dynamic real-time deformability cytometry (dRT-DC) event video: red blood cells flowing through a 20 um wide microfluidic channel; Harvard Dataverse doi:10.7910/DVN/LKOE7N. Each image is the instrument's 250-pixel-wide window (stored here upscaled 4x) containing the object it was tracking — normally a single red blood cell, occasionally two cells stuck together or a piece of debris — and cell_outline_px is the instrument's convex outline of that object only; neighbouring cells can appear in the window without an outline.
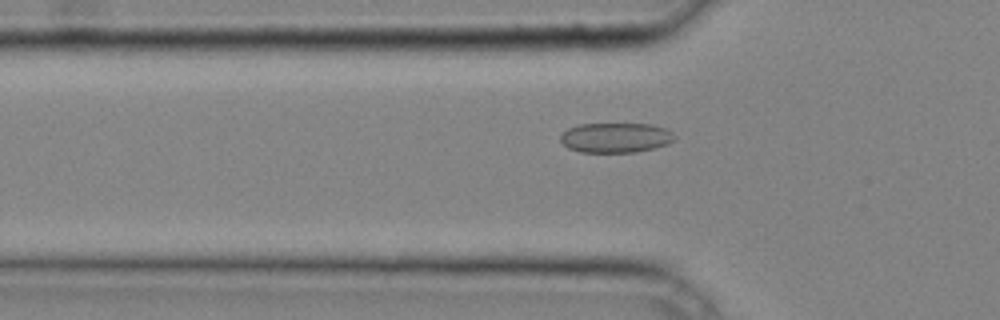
{"species": "common noctule bat (a hibernating species)", "species_latin": "Nyctalus noctula", "temperature_condition": "cold", "stored_images_in_passage": 38, "camera_frame_rate_fps": 3000, "um_per_image_px": 0.085, "animal": {"sex": "male", "body_mass_g": 20.4}, "frame": {"image": 1, "passage_image": 14, "time_ms": 4.333, "image_size_px": [1000, 320], "cell_outline_px": [[676, 136], [668, 144], [636, 152], [580, 152], [568, 148], [560, 140], [560, 136], [568, 128], [580, 124], [652, 124], [664, 128], [672, 132]], "centroid_in_image_um": [52.32, 11.7], "position_along_channel_um": 73.5, "area_um2": 19.77}}
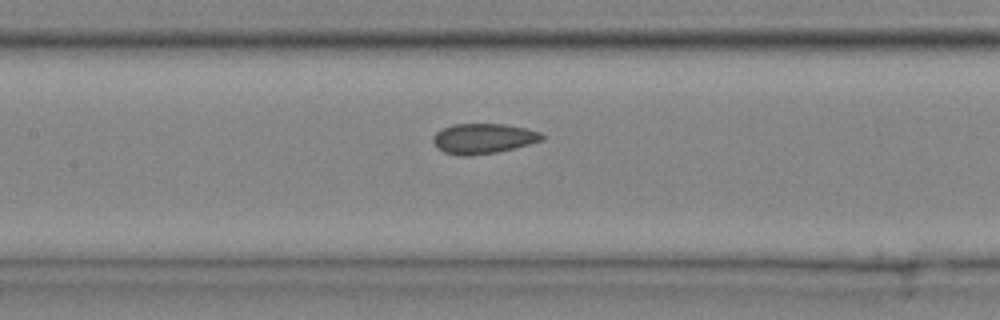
{"frame": {"image": 2, "passage_image": 20, "time_ms": 6.333, "image_size_px": [1000, 320], "cell_outline_px": [[544, 140], [496, 152], [468, 156], [460, 156], [444, 152], [436, 148], [432, 140], [432, 136], [436, 132], [452, 124], [504, 124], [528, 128], [540, 132], [544, 136]], "centroid_in_image_um": [41.05, 11.77], "position_along_channel_um": 166.3, "area_um2": 19.19}}
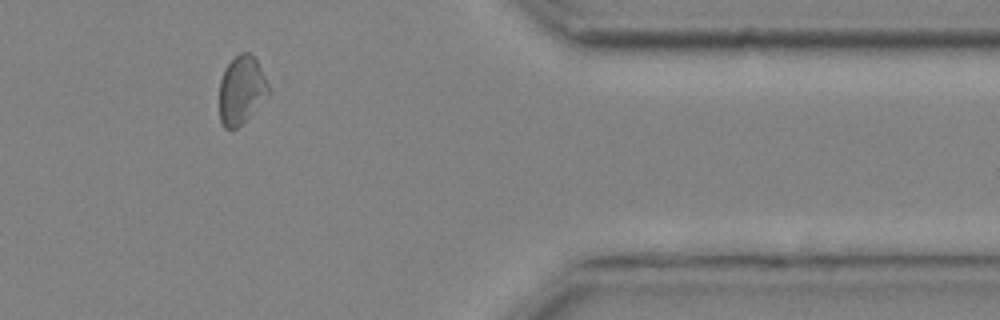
{"frame": {"image": 3, "passage_image": 36, "time_ms": 11.667, "image_size_px": [1000, 320], "cell_outline_px": [[272, 92], [236, 128], [224, 128], [220, 120], [220, 80], [224, 68], [240, 52], [252, 52]], "centroid_in_image_um": [20.52, 7.62], "position_along_channel_um": 390.9, "area_um2": 19.31}}